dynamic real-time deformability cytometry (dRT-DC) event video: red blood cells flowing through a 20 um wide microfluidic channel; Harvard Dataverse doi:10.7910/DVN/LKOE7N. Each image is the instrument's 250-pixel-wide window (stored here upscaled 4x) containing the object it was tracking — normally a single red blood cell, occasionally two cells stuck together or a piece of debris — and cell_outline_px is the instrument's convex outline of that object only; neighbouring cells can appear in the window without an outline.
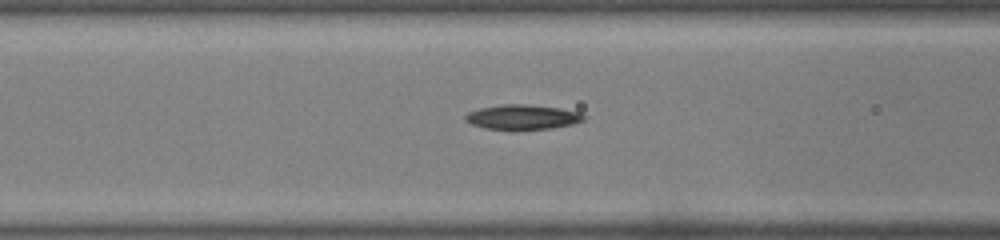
{"species": "common noctule bat (a hibernating species)", "species_latin": "Nyctalus noctula", "temperature_condition": "warm", "stored_images_in_passage": 21, "camera_frame_rate_fps": 3000, "um_per_image_px": 0.085, "animal": {"sex": "male", "body_mass_g": 19.0, "forearm_length_mm": 50.8}, "frame": {"image": 1, "passage_image": 6, "time_ms": 1.667, "image_size_px": [1000, 240], "cell_outline_px": [[580, 116], [576, 120], [560, 124], [536, 128], [500, 128], [480, 124], [472, 120], [468, 116], [492, 108], [548, 108], [568, 112]], "centroid_in_image_um": [44.42, 10.0], "position_along_channel_um": 122.2, "area_um2": 12.43}}
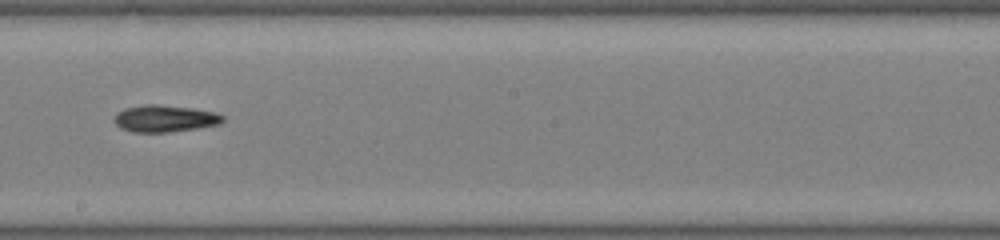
{"frame": {"image": 2, "passage_image": 13, "time_ms": 4.0, "image_size_px": [1000, 240], "cell_outline_px": [[220, 120], [204, 124], [180, 128], [128, 128], [120, 124], [120, 116], [124, 112], [136, 108], [172, 108], [204, 112], [216, 116]], "centroid_in_image_um": [13.99, 10.05], "position_along_channel_um": 234.2, "area_um2": 11.68}}
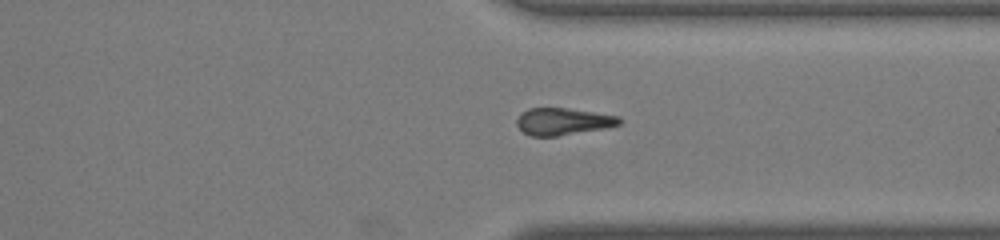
{"frame": {"image": 3, "passage_image": 21, "time_ms": 6.667, "image_size_px": [1000, 240], "cell_outline_px": [[620, 120], [616, 124], [548, 136], [540, 136], [528, 132], [520, 124], [520, 120], [528, 112], [536, 108], [556, 108], [604, 116]], "centroid_in_image_um": [47.75, 10.32], "position_along_channel_um": 363.7, "area_um2": 13.12}}